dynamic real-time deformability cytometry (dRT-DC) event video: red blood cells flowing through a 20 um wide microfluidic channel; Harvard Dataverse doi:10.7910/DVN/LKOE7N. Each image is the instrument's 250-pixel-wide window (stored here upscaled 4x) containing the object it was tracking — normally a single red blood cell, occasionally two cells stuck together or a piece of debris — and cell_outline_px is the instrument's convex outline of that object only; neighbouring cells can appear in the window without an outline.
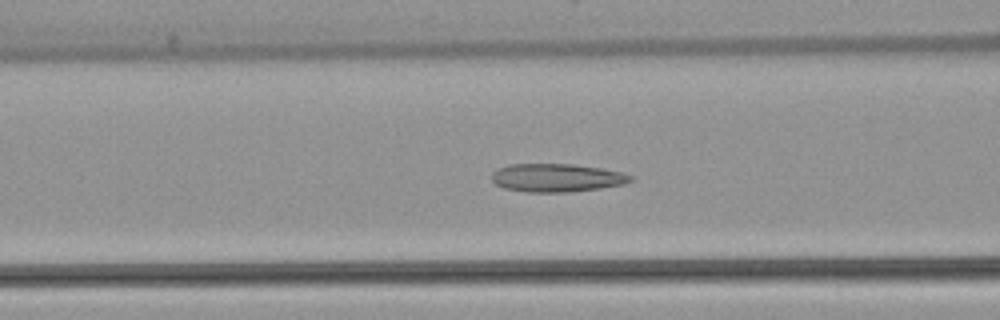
{"species": "common noctule bat (a hibernating species)", "species_latin": "Nyctalus noctula", "temperature_condition": "warm", "stored_images_in_passage": 54, "camera_frame_rate_fps": 3000, "um_per_image_px": 0.085, "animal": {"sex": "female", "body_mass_g": 22.7, "forearm_length_mm": 54.2}, "frame": {"image": 1, "passage_image": 21, "time_ms": 6.667, "image_size_px": [1000, 320], "cell_outline_px": [[632, 180], [624, 184], [600, 188], [568, 192], [528, 192], [504, 188], [496, 184], [492, 180], [492, 172], [496, 168], [508, 164], [572, 164], [600, 168], [620, 172], [632, 176]], "centroid_in_image_um": [47.27, 15.1], "position_along_channel_um": 119.3, "area_um2": 22.77}}
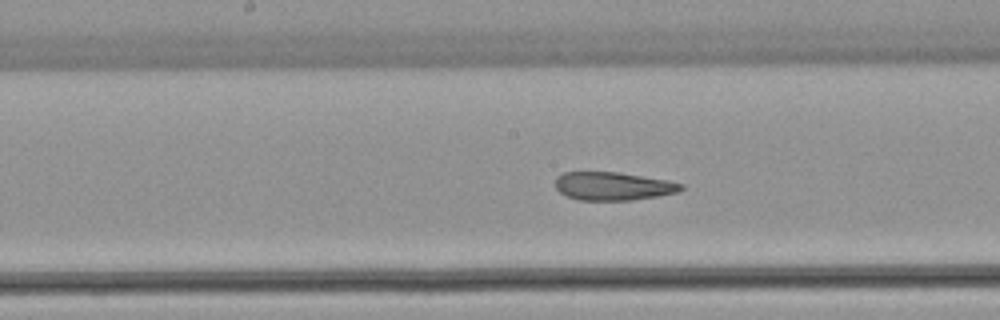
{"frame": {"image": 2, "passage_image": 27, "time_ms": 8.667, "image_size_px": [1000, 320], "cell_outline_px": [[684, 188], [680, 192], [632, 200], [580, 200], [568, 196], [560, 192], [556, 188], [556, 176], [564, 172], [620, 172], [668, 180], [684, 184]], "centroid_in_image_um": [52.14, 15.81], "position_along_channel_um": 196.1, "area_um2": 20.75}}
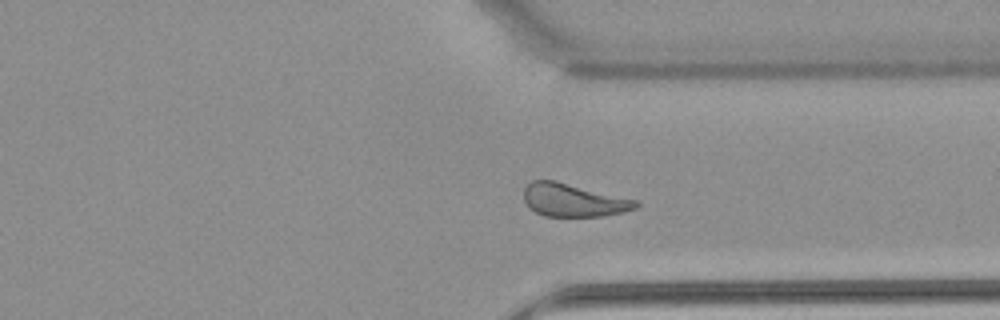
{"frame": {"image": 3, "passage_image": 40, "time_ms": 13.0, "image_size_px": [1000, 320], "cell_outline_px": [[640, 204], [636, 208], [624, 212], [604, 216], [544, 216], [536, 212], [524, 200], [524, 188], [532, 180], [556, 180], [640, 200]], "centroid_in_image_um": [48.81, 17.0], "position_along_channel_um": 362.6, "area_um2": 21.79}, "authors_computed_cell_mechanics": {"area_um2": 23.2067, "velocity_mm_per_s": 3.8396, "shape_relaxation_time_tau1_ms": 7.4052, "shape_relaxation_time_tau2_ms": 2.148, "deformation_change_tau1": 0.1933, "deformation_change_tau2": 0.0903}}